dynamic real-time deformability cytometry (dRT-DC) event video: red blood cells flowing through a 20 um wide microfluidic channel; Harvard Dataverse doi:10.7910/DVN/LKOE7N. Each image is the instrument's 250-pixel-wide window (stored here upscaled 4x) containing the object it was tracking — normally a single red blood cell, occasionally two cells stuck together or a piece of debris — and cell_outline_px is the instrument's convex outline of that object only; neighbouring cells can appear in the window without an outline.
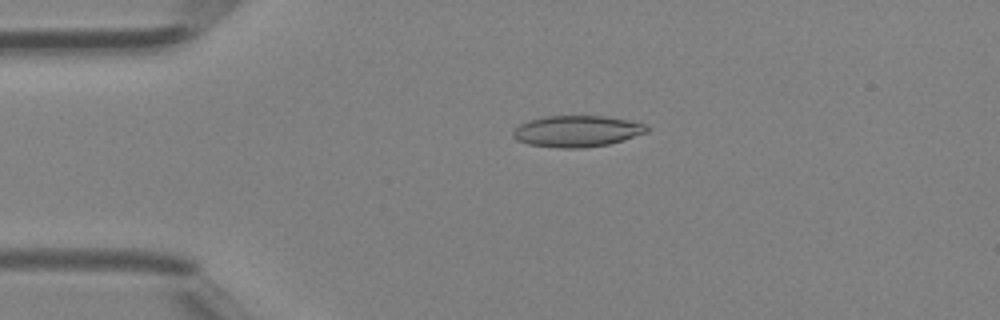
{"species": "Egyptian fruit bat (a non-hibernating species)", "species_latin": "Rousettus aegyptiacus", "temperature_condition": "room temperature", "stored_images_in_passage": 41, "camera_frame_rate_fps": 3000, "um_per_image_px": 0.085, "animal": {"sex": "female"}, "frame": {"image": 1, "passage_image": 9, "time_ms": 2.667, "image_size_px": [1000, 320], "cell_outline_px": [[648, 132], [608, 144], [584, 148], [560, 148], [528, 144], [516, 140], [512, 136], [512, 132], [520, 124], [528, 120], [544, 116], [604, 116], [628, 120], [644, 124], [648, 128]], "centroid_in_image_um": [49.0, 11.15], "position_along_channel_um": 36.0, "area_um2": 24.33}}
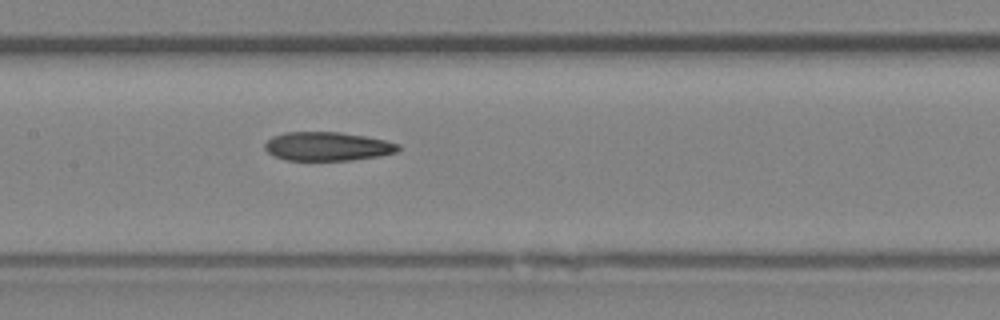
{"frame": {"image": 2, "passage_image": 20, "time_ms": 6.333, "image_size_px": [1000, 320], "cell_outline_px": [[400, 148], [396, 152], [380, 156], [352, 160], [284, 160], [268, 152], [264, 148], [264, 144], [272, 136], [284, 132], [340, 132], [364, 136], [384, 140], [400, 144]], "centroid_in_image_um": [27.82, 12.44], "position_along_channel_um": 179.6, "area_um2": 22.37}}
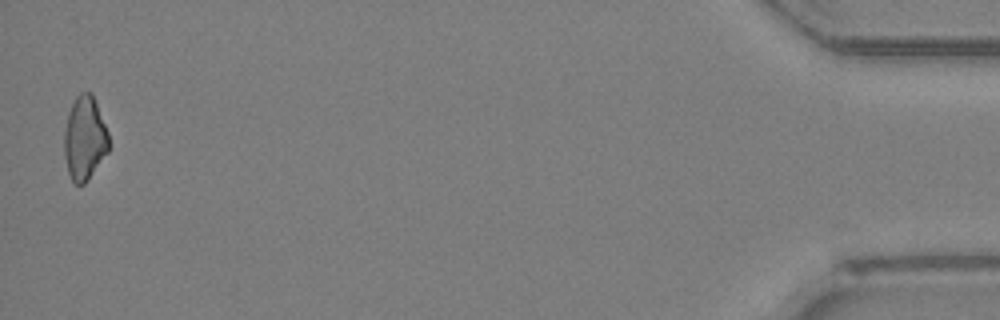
{"frame": {"image": 3, "passage_image": 41, "time_ms": 13.333, "image_size_px": [1000, 320], "cell_outline_px": [[108, 152], [84, 184], [76, 184], [72, 180], [68, 172], [64, 156], [64, 132], [68, 112], [76, 96], [80, 92], [92, 92], [108, 132]], "centroid_in_image_um": [7.18, 11.73], "position_along_channel_um": 428.0, "area_um2": 21.68}}